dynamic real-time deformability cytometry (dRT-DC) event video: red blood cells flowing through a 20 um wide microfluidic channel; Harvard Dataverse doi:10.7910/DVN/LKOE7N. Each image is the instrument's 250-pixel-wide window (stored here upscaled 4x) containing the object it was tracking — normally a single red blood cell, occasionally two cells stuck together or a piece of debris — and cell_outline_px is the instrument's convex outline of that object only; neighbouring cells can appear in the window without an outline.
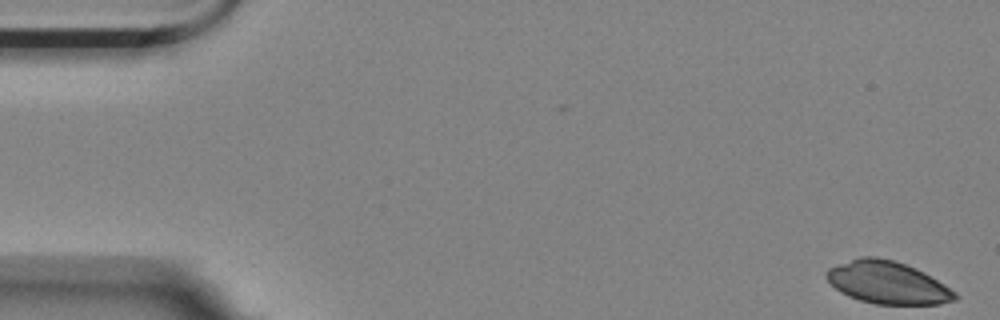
{"species": "Egyptian fruit bat (a non-hibernating species)", "species_latin": "Rousettus aegyptiacus", "temperature_condition": "room temperature", "stored_images_in_passage": 5, "camera_frame_rate_fps": 3000, "um_per_image_px": 0.085, "animal": {"sex": "female"}, "frame": {"image": 1, "passage_image": 1, "time_ms": 0.0, "image_size_px": [1000, 320], "cell_outline_px": [[960, 296], [956, 300], [940, 304], [876, 304], [860, 300], [848, 296], [840, 292], [824, 276], [824, 272], [828, 268], [860, 256], [876, 256], [892, 260], [916, 268], [924, 272], [944, 284], [956, 292]], "centroid_in_image_um": [75.45, 24.02], "position_along_channel_um": 9.6, "area_um2": 31.85}}
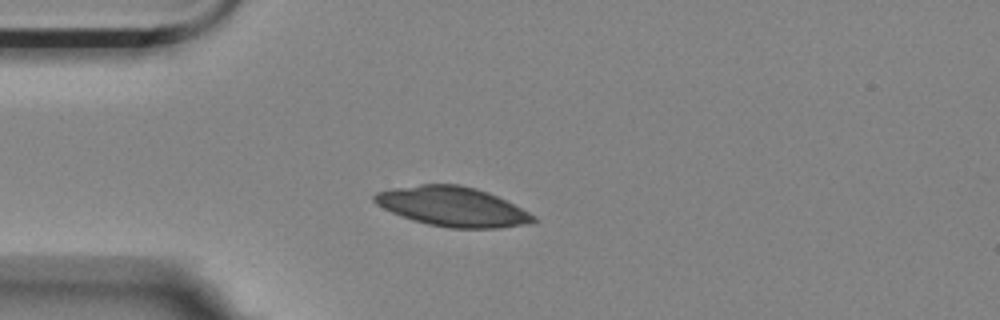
{"frame": {"image": 2, "passage_image": 5, "time_ms": 1.333, "image_size_px": [1000, 320], "cell_outline_px": [[536, 224], [500, 228], [448, 228], [428, 224], [412, 220], [400, 216], [376, 204], [372, 200], [372, 196], [376, 192], [392, 188], [420, 184], [460, 184], [476, 188], [488, 192], [536, 216]], "centroid_in_image_um": [38.46, 17.57], "position_along_channel_um": 46.5, "area_um2": 36.82}}